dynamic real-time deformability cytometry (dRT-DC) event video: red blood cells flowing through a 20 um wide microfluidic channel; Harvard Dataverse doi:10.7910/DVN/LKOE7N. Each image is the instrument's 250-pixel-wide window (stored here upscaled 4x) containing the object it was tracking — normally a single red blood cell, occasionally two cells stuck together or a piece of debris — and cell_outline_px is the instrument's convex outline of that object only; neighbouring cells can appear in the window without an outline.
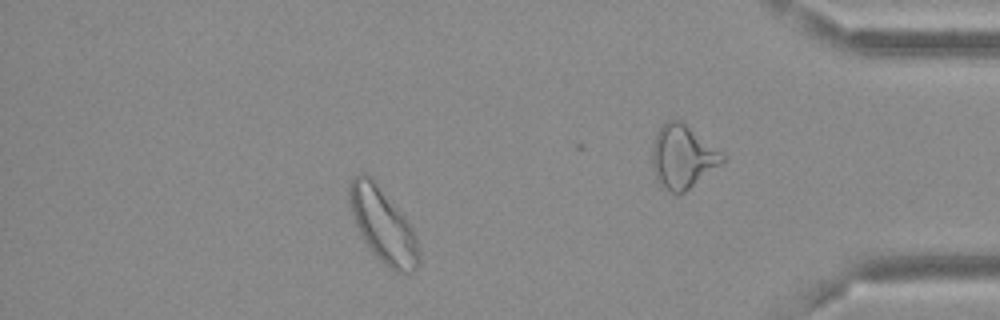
{"species": "Egyptian fruit bat (a non-hibernating species)", "species_latin": "Rousettus aegyptiacus", "temperature_condition": "cold", "stored_images_in_passage": 52, "camera_frame_rate_fps": 3000, "um_per_image_px": 0.085, "frame": {"image": 1, "passage_image": 45, "time_ms": 14.667, "image_size_px": [1000, 320], "cell_outline_px": [[420, 264], [412, 272], [396, 272], [388, 268], [376, 256], [364, 240], [356, 224], [348, 200], [348, 184], [352, 176], [360, 172], [364, 172], [372, 176], [408, 220], [416, 236], [420, 252]], "centroid_in_image_um": [32.55, 19.1], "position_along_channel_um": 402.6, "area_um2": 30.4}, "authors_computed_cell_mechanics": {"area_um2": 27.6573, "velocity_mm_per_s": 3.5931, "shape_relaxation_time_tau1_ms": null, "shape_relaxation_time_tau2_ms": 1.935, "deformation_change_tau1": null, "deformation_change_tau2": 0.081}}